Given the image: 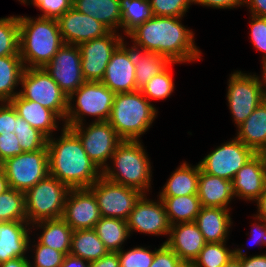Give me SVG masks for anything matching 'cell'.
<instances>
[{
    "instance_id": "cell-1",
    "label": "cell",
    "mask_w": 266,
    "mask_h": 267,
    "mask_svg": "<svg viewBox=\"0 0 266 267\" xmlns=\"http://www.w3.org/2000/svg\"><path fill=\"white\" fill-rule=\"evenodd\" d=\"M180 17L153 16L131 30L133 47L166 56L171 62L185 63L201 60V51L194 41V33L181 23Z\"/></svg>"
},
{
    "instance_id": "cell-2",
    "label": "cell",
    "mask_w": 266,
    "mask_h": 267,
    "mask_svg": "<svg viewBox=\"0 0 266 267\" xmlns=\"http://www.w3.org/2000/svg\"><path fill=\"white\" fill-rule=\"evenodd\" d=\"M61 131L60 138H47L49 175L70 189L89 188L102 176V171L70 128L63 126Z\"/></svg>"
},
{
    "instance_id": "cell-3",
    "label": "cell",
    "mask_w": 266,
    "mask_h": 267,
    "mask_svg": "<svg viewBox=\"0 0 266 267\" xmlns=\"http://www.w3.org/2000/svg\"><path fill=\"white\" fill-rule=\"evenodd\" d=\"M18 22L19 54L24 67L44 68L64 44L57 19L18 16Z\"/></svg>"
},
{
    "instance_id": "cell-4",
    "label": "cell",
    "mask_w": 266,
    "mask_h": 267,
    "mask_svg": "<svg viewBox=\"0 0 266 267\" xmlns=\"http://www.w3.org/2000/svg\"><path fill=\"white\" fill-rule=\"evenodd\" d=\"M157 110L140 90L116 93L108 123L122 140L139 141L152 125Z\"/></svg>"
},
{
    "instance_id": "cell-5",
    "label": "cell",
    "mask_w": 266,
    "mask_h": 267,
    "mask_svg": "<svg viewBox=\"0 0 266 267\" xmlns=\"http://www.w3.org/2000/svg\"><path fill=\"white\" fill-rule=\"evenodd\" d=\"M141 141L123 140L115 149L102 175L120 185L138 189L143 194L151 188V163ZM111 167V168H110Z\"/></svg>"
},
{
    "instance_id": "cell-6",
    "label": "cell",
    "mask_w": 266,
    "mask_h": 267,
    "mask_svg": "<svg viewBox=\"0 0 266 267\" xmlns=\"http://www.w3.org/2000/svg\"><path fill=\"white\" fill-rule=\"evenodd\" d=\"M114 97L115 93L102 82L85 81L68 97L67 114L63 126L72 127L83 124V116L87 115L97 117L94 122L108 121ZM74 101L76 103L72 104Z\"/></svg>"
},
{
    "instance_id": "cell-7",
    "label": "cell",
    "mask_w": 266,
    "mask_h": 267,
    "mask_svg": "<svg viewBox=\"0 0 266 267\" xmlns=\"http://www.w3.org/2000/svg\"><path fill=\"white\" fill-rule=\"evenodd\" d=\"M70 188L48 175L25 194L27 222L31 225L42 220L60 219Z\"/></svg>"
},
{
    "instance_id": "cell-8",
    "label": "cell",
    "mask_w": 266,
    "mask_h": 267,
    "mask_svg": "<svg viewBox=\"0 0 266 267\" xmlns=\"http://www.w3.org/2000/svg\"><path fill=\"white\" fill-rule=\"evenodd\" d=\"M19 95L53 111L65 122L68 97L44 68H25Z\"/></svg>"
},
{
    "instance_id": "cell-9",
    "label": "cell",
    "mask_w": 266,
    "mask_h": 267,
    "mask_svg": "<svg viewBox=\"0 0 266 267\" xmlns=\"http://www.w3.org/2000/svg\"><path fill=\"white\" fill-rule=\"evenodd\" d=\"M9 188L26 192L49 175L47 146L34 152H23L0 164Z\"/></svg>"
},
{
    "instance_id": "cell-10",
    "label": "cell",
    "mask_w": 266,
    "mask_h": 267,
    "mask_svg": "<svg viewBox=\"0 0 266 267\" xmlns=\"http://www.w3.org/2000/svg\"><path fill=\"white\" fill-rule=\"evenodd\" d=\"M89 189L97 199L101 217L125 221L143 195L138 189L112 182L103 175Z\"/></svg>"
},
{
    "instance_id": "cell-11",
    "label": "cell",
    "mask_w": 266,
    "mask_h": 267,
    "mask_svg": "<svg viewBox=\"0 0 266 267\" xmlns=\"http://www.w3.org/2000/svg\"><path fill=\"white\" fill-rule=\"evenodd\" d=\"M85 127L83 123L68 128L79 137L88 157L103 171L108 166L107 160L111 159L115 149L123 140L107 121H93Z\"/></svg>"
},
{
    "instance_id": "cell-12",
    "label": "cell",
    "mask_w": 266,
    "mask_h": 267,
    "mask_svg": "<svg viewBox=\"0 0 266 267\" xmlns=\"http://www.w3.org/2000/svg\"><path fill=\"white\" fill-rule=\"evenodd\" d=\"M228 80L227 100L233 121L239 127L264 101L257 75L236 71Z\"/></svg>"
},
{
    "instance_id": "cell-13",
    "label": "cell",
    "mask_w": 266,
    "mask_h": 267,
    "mask_svg": "<svg viewBox=\"0 0 266 267\" xmlns=\"http://www.w3.org/2000/svg\"><path fill=\"white\" fill-rule=\"evenodd\" d=\"M255 154L235 137L214 149L199 162V165L205 173L232 181L237 172Z\"/></svg>"
},
{
    "instance_id": "cell-14",
    "label": "cell",
    "mask_w": 266,
    "mask_h": 267,
    "mask_svg": "<svg viewBox=\"0 0 266 267\" xmlns=\"http://www.w3.org/2000/svg\"><path fill=\"white\" fill-rule=\"evenodd\" d=\"M124 41L116 32L110 31L100 38L78 45L81 53V69L85 81L101 82L112 53Z\"/></svg>"
},
{
    "instance_id": "cell-15",
    "label": "cell",
    "mask_w": 266,
    "mask_h": 267,
    "mask_svg": "<svg viewBox=\"0 0 266 267\" xmlns=\"http://www.w3.org/2000/svg\"><path fill=\"white\" fill-rule=\"evenodd\" d=\"M44 69L67 97L85 82L81 69V53L77 45L63 44Z\"/></svg>"
},
{
    "instance_id": "cell-16",
    "label": "cell",
    "mask_w": 266,
    "mask_h": 267,
    "mask_svg": "<svg viewBox=\"0 0 266 267\" xmlns=\"http://www.w3.org/2000/svg\"><path fill=\"white\" fill-rule=\"evenodd\" d=\"M61 218L73 231L94 229L101 215L93 192L89 188L70 189Z\"/></svg>"
},
{
    "instance_id": "cell-17",
    "label": "cell",
    "mask_w": 266,
    "mask_h": 267,
    "mask_svg": "<svg viewBox=\"0 0 266 267\" xmlns=\"http://www.w3.org/2000/svg\"><path fill=\"white\" fill-rule=\"evenodd\" d=\"M143 194L129 214L126 223L129 233L138 231L152 235H168L171 225L169 223L164 204L160 198L153 201Z\"/></svg>"
},
{
    "instance_id": "cell-18",
    "label": "cell",
    "mask_w": 266,
    "mask_h": 267,
    "mask_svg": "<svg viewBox=\"0 0 266 267\" xmlns=\"http://www.w3.org/2000/svg\"><path fill=\"white\" fill-rule=\"evenodd\" d=\"M124 41L112 53L101 82L112 92H134L136 88L133 46L127 47Z\"/></svg>"
},
{
    "instance_id": "cell-19",
    "label": "cell",
    "mask_w": 266,
    "mask_h": 267,
    "mask_svg": "<svg viewBox=\"0 0 266 267\" xmlns=\"http://www.w3.org/2000/svg\"><path fill=\"white\" fill-rule=\"evenodd\" d=\"M59 31L64 44L79 45L103 37L110 30L91 16L78 12L73 7L58 19Z\"/></svg>"
},
{
    "instance_id": "cell-20",
    "label": "cell",
    "mask_w": 266,
    "mask_h": 267,
    "mask_svg": "<svg viewBox=\"0 0 266 267\" xmlns=\"http://www.w3.org/2000/svg\"><path fill=\"white\" fill-rule=\"evenodd\" d=\"M266 188V159L263 153H256L232 180L234 197L255 201Z\"/></svg>"
},
{
    "instance_id": "cell-21",
    "label": "cell",
    "mask_w": 266,
    "mask_h": 267,
    "mask_svg": "<svg viewBox=\"0 0 266 267\" xmlns=\"http://www.w3.org/2000/svg\"><path fill=\"white\" fill-rule=\"evenodd\" d=\"M177 256L187 263H193L205 246L203 234L195 222L171 225L169 238L164 242Z\"/></svg>"
},
{
    "instance_id": "cell-22",
    "label": "cell",
    "mask_w": 266,
    "mask_h": 267,
    "mask_svg": "<svg viewBox=\"0 0 266 267\" xmlns=\"http://www.w3.org/2000/svg\"><path fill=\"white\" fill-rule=\"evenodd\" d=\"M29 226L28 222H0V264L18 257H26L25 253L31 248Z\"/></svg>"
},
{
    "instance_id": "cell-23",
    "label": "cell",
    "mask_w": 266,
    "mask_h": 267,
    "mask_svg": "<svg viewBox=\"0 0 266 267\" xmlns=\"http://www.w3.org/2000/svg\"><path fill=\"white\" fill-rule=\"evenodd\" d=\"M198 198L202 207L228 208L234 198L232 181L205 173L200 168Z\"/></svg>"
},
{
    "instance_id": "cell-24",
    "label": "cell",
    "mask_w": 266,
    "mask_h": 267,
    "mask_svg": "<svg viewBox=\"0 0 266 267\" xmlns=\"http://www.w3.org/2000/svg\"><path fill=\"white\" fill-rule=\"evenodd\" d=\"M18 115L33 128L39 130L47 138L52 137L58 129L57 120H61L53 111L37 102L22 98L17 94L11 101Z\"/></svg>"
},
{
    "instance_id": "cell-25",
    "label": "cell",
    "mask_w": 266,
    "mask_h": 267,
    "mask_svg": "<svg viewBox=\"0 0 266 267\" xmlns=\"http://www.w3.org/2000/svg\"><path fill=\"white\" fill-rule=\"evenodd\" d=\"M230 209L201 207L196 217L200 232L206 243L226 242L231 222Z\"/></svg>"
},
{
    "instance_id": "cell-26",
    "label": "cell",
    "mask_w": 266,
    "mask_h": 267,
    "mask_svg": "<svg viewBox=\"0 0 266 267\" xmlns=\"http://www.w3.org/2000/svg\"><path fill=\"white\" fill-rule=\"evenodd\" d=\"M237 136L244 145L255 153L266 151V100L239 126Z\"/></svg>"
},
{
    "instance_id": "cell-27",
    "label": "cell",
    "mask_w": 266,
    "mask_h": 267,
    "mask_svg": "<svg viewBox=\"0 0 266 267\" xmlns=\"http://www.w3.org/2000/svg\"><path fill=\"white\" fill-rule=\"evenodd\" d=\"M72 7L101 22L110 31L117 32L121 27L120 0H73Z\"/></svg>"
},
{
    "instance_id": "cell-28",
    "label": "cell",
    "mask_w": 266,
    "mask_h": 267,
    "mask_svg": "<svg viewBox=\"0 0 266 267\" xmlns=\"http://www.w3.org/2000/svg\"><path fill=\"white\" fill-rule=\"evenodd\" d=\"M200 165L191 166L184 162L171 174L159 197H178L198 194Z\"/></svg>"
},
{
    "instance_id": "cell-29",
    "label": "cell",
    "mask_w": 266,
    "mask_h": 267,
    "mask_svg": "<svg viewBox=\"0 0 266 267\" xmlns=\"http://www.w3.org/2000/svg\"><path fill=\"white\" fill-rule=\"evenodd\" d=\"M31 225L33 226H30L32 229L35 225L38 227L37 229H43L38 239L40 244L58 250L65 255L70 253L73 229L62 218L42 220Z\"/></svg>"
},
{
    "instance_id": "cell-30",
    "label": "cell",
    "mask_w": 266,
    "mask_h": 267,
    "mask_svg": "<svg viewBox=\"0 0 266 267\" xmlns=\"http://www.w3.org/2000/svg\"><path fill=\"white\" fill-rule=\"evenodd\" d=\"M136 88L140 90L152 77L163 72L172 62L155 52L133 47Z\"/></svg>"
},
{
    "instance_id": "cell-31",
    "label": "cell",
    "mask_w": 266,
    "mask_h": 267,
    "mask_svg": "<svg viewBox=\"0 0 266 267\" xmlns=\"http://www.w3.org/2000/svg\"><path fill=\"white\" fill-rule=\"evenodd\" d=\"M108 252L94 229L73 231L69 253L72 256L79 257L90 263L102 258Z\"/></svg>"
},
{
    "instance_id": "cell-32",
    "label": "cell",
    "mask_w": 266,
    "mask_h": 267,
    "mask_svg": "<svg viewBox=\"0 0 266 267\" xmlns=\"http://www.w3.org/2000/svg\"><path fill=\"white\" fill-rule=\"evenodd\" d=\"M25 67L20 55L0 57V102H10L19 92H15Z\"/></svg>"
},
{
    "instance_id": "cell-33",
    "label": "cell",
    "mask_w": 266,
    "mask_h": 267,
    "mask_svg": "<svg viewBox=\"0 0 266 267\" xmlns=\"http://www.w3.org/2000/svg\"><path fill=\"white\" fill-rule=\"evenodd\" d=\"M159 198L164 204L170 225L195 222L202 207L198 195Z\"/></svg>"
},
{
    "instance_id": "cell-34",
    "label": "cell",
    "mask_w": 266,
    "mask_h": 267,
    "mask_svg": "<svg viewBox=\"0 0 266 267\" xmlns=\"http://www.w3.org/2000/svg\"><path fill=\"white\" fill-rule=\"evenodd\" d=\"M94 230L109 252H119L130 237L126 221L119 218L101 217Z\"/></svg>"
},
{
    "instance_id": "cell-35",
    "label": "cell",
    "mask_w": 266,
    "mask_h": 267,
    "mask_svg": "<svg viewBox=\"0 0 266 267\" xmlns=\"http://www.w3.org/2000/svg\"><path fill=\"white\" fill-rule=\"evenodd\" d=\"M121 28L126 35L153 15L149 0H120Z\"/></svg>"
},
{
    "instance_id": "cell-36",
    "label": "cell",
    "mask_w": 266,
    "mask_h": 267,
    "mask_svg": "<svg viewBox=\"0 0 266 267\" xmlns=\"http://www.w3.org/2000/svg\"><path fill=\"white\" fill-rule=\"evenodd\" d=\"M27 222L25 194L13 188L0 194V222Z\"/></svg>"
},
{
    "instance_id": "cell-37",
    "label": "cell",
    "mask_w": 266,
    "mask_h": 267,
    "mask_svg": "<svg viewBox=\"0 0 266 267\" xmlns=\"http://www.w3.org/2000/svg\"><path fill=\"white\" fill-rule=\"evenodd\" d=\"M225 243H206L193 262L195 267H224L234 256V249L229 250Z\"/></svg>"
},
{
    "instance_id": "cell-38",
    "label": "cell",
    "mask_w": 266,
    "mask_h": 267,
    "mask_svg": "<svg viewBox=\"0 0 266 267\" xmlns=\"http://www.w3.org/2000/svg\"><path fill=\"white\" fill-rule=\"evenodd\" d=\"M19 54L18 16L0 18V57Z\"/></svg>"
},
{
    "instance_id": "cell-39",
    "label": "cell",
    "mask_w": 266,
    "mask_h": 267,
    "mask_svg": "<svg viewBox=\"0 0 266 267\" xmlns=\"http://www.w3.org/2000/svg\"><path fill=\"white\" fill-rule=\"evenodd\" d=\"M16 134L23 152H34L47 146V137L29 125L17 113Z\"/></svg>"
},
{
    "instance_id": "cell-40",
    "label": "cell",
    "mask_w": 266,
    "mask_h": 267,
    "mask_svg": "<svg viewBox=\"0 0 266 267\" xmlns=\"http://www.w3.org/2000/svg\"><path fill=\"white\" fill-rule=\"evenodd\" d=\"M172 62L163 72L159 75L152 77L141 89L142 94L148 99H166L171 96L174 91V81L170 66Z\"/></svg>"
},
{
    "instance_id": "cell-41",
    "label": "cell",
    "mask_w": 266,
    "mask_h": 267,
    "mask_svg": "<svg viewBox=\"0 0 266 267\" xmlns=\"http://www.w3.org/2000/svg\"><path fill=\"white\" fill-rule=\"evenodd\" d=\"M149 2L154 16L182 18L194 0H149Z\"/></svg>"
},
{
    "instance_id": "cell-42",
    "label": "cell",
    "mask_w": 266,
    "mask_h": 267,
    "mask_svg": "<svg viewBox=\"0 0 266 267\" xmlns=\"http://www.w3.org/2000/svg\"><path fill=\"white\" fill-rule=\"evenodd\" d=\"M117 253L120 267H150L155 256V251L140 246L129 251L121 249Z\"/></svg>"
},
{
    "instance_id": "cell-43",
    "label": "cell",
    "mask_w": 266,
    "mask_h": 267,
    "mask_svg": "<svg viewBox=\"0 0 266 267\" xmlns=\"http://www.w3.org/2000/svg\"><path fill=\"white\" fill-rule=\"evenodd\" d=\"M33 246L35 247L34 264L32 266L29 262L30 267H61L65 257L64 253L40 244L38 241Z\"/></svg>"
},
{
    "instance_id": "cell-44",
    "label": "cell",
    "mask_w": 266,
    "mask_h": 267,
    "mask_svg": "<svg viewBox=\"0 0 266 267\" xmlns=\"http://www.w3.org/2000/svg\"><path fill=\"white\" fill-rule=\"evenodd\" d=\"M31 2V3H30ZM73 0H25L24 4H33L43 13L39 17L58 19L72 8Z\"/></svg>"
},
{
    "instance_id": "cell-45",
    "label": "cell",
    "mask_w": 266,
    "mask_h": 267,
    "mask_svg": "<svg viewBox=\"0 0 266 267\" xmlns=\"http://www.w3.org/2000/svg\"><path fill=\"white\" fill-rule=\"evenodd\" d=\"M250 36L257 50L263 52L262 62L266 61V18L251 15Z\"/></svg>"
},
{
    "instance_id": "cell-46",
    "label": "cell",
    "mask_w": 266,
    "mask_h": 267,
    "mask_svg": "<svg viewBox=\"0 0 266 267\" xmlns=\"http://www.w3.org/2000/svg\"><path fill=\"white\" fill-rule=\"evenodd\" d=\"M183 261L166 244L155 248V256L150 267H180Z\"/></svg>"
},
{
    "instance_id": "cell-47",
    "label": "cell",
    "mask_w": 266,
    "mask_h": 267,
    "mask_svg": "<svg viewBox=\"0 0 266 267\" xmlns=\"http://www.w3.org/2000/svg\"><path fill=\"white\" fill-rule=\"evenodd\" d=\"M21 153L23 151L14 132L0 135V164Z\"/></svg>"
},
{
    "instance_id": "cell-48",
    "label": "cell",
    "mask_w": 266,
    "mask_h": 267,
    "mask_svg": "<svg viewBox=\"0 0 266 267\" xmlns=\"http://www.w3.org/2000/svg\"><path fill=\"white\" fill-rule=\"evenodd\" d=\"M0 104V135L13 133L17 123V111L11 102Z\"/></svg>"
},
{
    "instance_id": "cell-49",
    "label": "cell",
    "mask_w": 266,
    "mask_h": 267,
    "mask_svg": "<svg viewBox=\"0 0 266 267\" xmlns=\"http://www.w3.org/2000/svg\"><path fill=\"white\" fill-rule=\"evenodd\" d=\"M234 256L238 257L242 262V267H266V254L246 256L243 249L235 248Z\"/></svg>"
},
{
    "instance_id": "cell-50",
    "label": "cell",
    "mask_w": 266,
    "mask_h": 267,
    "mask_svg": "<svg viewBox=\"0 0 266 267\" xmlns=\"http://www.w3.org/2000/svg\"><path fill=\"white\" fill-rule=\"evenodd\" d=\"M244 1L245 0H194V4H199L202 6H207V7H213V8H218V9H231L244 6Z\"/></svg>"
},
{
    "instance_id": "cell-51",
    "label": "cell",
    "mask_w": 266,
    "mask_h": 267,
    "mask_svg": "<svg viewBox=\"0 0 266 267\" xmlns=\"http://www.w3.org/2000/svg\"><path fill=\"white\" fill-rule=\"evenodd\" d=\"M90 267H120L117 252H108L102 258L90 262Z\"/></svg>"
},
{
    "instance_id": "cell-52",
    "label": "cell",
    "mask_w": 266,
    "mask_h": 267,
    "mask_svg": "<svg viewBox=\"0 0 266 267\" xmlns=\"http://www.w3.org/2000/svg\"><path fill=\"white\" fill-rule=\"evenodd\" d=\"M259 220L258 224L255 223L253 225L252 229V241L259 244V245H266V221L262 220L260 218H256ZM263 222V223H262ZM261 223V224H260Z\"/></svg>"
},
{
    "instance_id": "cell-53",
    "label": "cell",
    "mask_w": 266,
    "mask_h": 267,
    "mask_svg": "<svg viewBox=\"0 0 266 267\" xmlns=\"http://www.w3.org/2000/svg\"><path fill=\"white\" fill-rule=\"evenodd\" d=\"M244 5L249 7L252 15L266 18V0H245Z\"/></svg>"
},
{
    "instance_id": "cell-54",
    "label": "cell",
    "mask_w": 266,
    "mask_h": 267,
    "mask_svg": "<svg viewBox=\"0 0 266 267\" xmlns=\"http://www.w3.org/2000/svg\"><path fill=\"white\" fill-rule=\"evenodd\" d=\"M61 267H90V263L71 254L65 255Z\"/></svg>"
},
{
    "instance_id": "cell-55",
    "label": "cell",
    "mask_w": 266,
    "mask_h": 267,
    "mask_svg": "<svg viewBox=\"0 0 266 267\" xmlns=\"http://www.w3.org/2000/svg\"><path fill=\"white\" fill-rule=\"evenodd\" d=\"M30 260L27 257H18L7 260L0 264V267H30Z\"/></svg>"
},
{
    "instance_id": "cell-56",
    "label": "cell",
    "mask_w": 266,
    "mask_h": 267,
    "mask_svg": "<svg viewBox=\"0 0 266 267\" xmlns=\"http://www.w3.org/2000/svg\"><path fill=\"white\" fill-rule=\"evenodd\" d=\"M257 207H258V213L257 215H254L255 218H260L262 220L266 221V188L262 195L256 200Z\"/></svg>"
},
{
    "instance_id": "cell-57",
    "label": "cell",
    "mask_w": 266,
    "mask_h": 267,
    "mask_svg": "<svg viewBox=\"0 0 266 267\" xmlns=\"http://www.w3.org/2000/svg\"><path fill=\"white\" fill-rule=\"evenodd\" d=\"M262 64H263L262 77L258 76V80L260 82V87H261V90H262L263 98H264V100H266V88H265L266 87V61L262 62ZM260 78H262V79H260Z\"/></svg>"
},
{
    "instance_id": "cell-58",
    "label": "cell",
    "mask_w": 266,
    "mask_h": 267,
    "mask_svg": "<svg viewBox=\"0 0 266 267\" xmlns=\"http://www.w3.org/2000/svg\"><path fill=\"white\" fill-rule=\"evenodd\" d=\"M9 189L8 180L4 172L0 169V194Z\"/></svg>"
},
{
    "instance_id": "cell-59",
    "label": "cell",
    "mask_w": 266,
    "mask_h": 267,
    "mask_svg": "<svg viewBox=\"0 0 266 267\" xmlns=\"http://www.w3.org/2000/svg\"><path fill=\"white\" fill-rule=\"evenodd\" d=\"M224 267H242V262L238 257L233 256Z\"/></svg>"
},
{
    "instance_id": "cell-60",
    "label": "cell",
    "mask_w": 266,
    "mask_h": 267,
    "mask_svg": "<svg viewBox=\"0 0 266 267\" xmlns=\"http://www.w3.org/2000/svg\"><path fill=\"white\" fill-rule=\"evenodd\" d=\"M180 267H195V265L193 263L183 262V264Z\"/></svg>"
}]
</instances>
